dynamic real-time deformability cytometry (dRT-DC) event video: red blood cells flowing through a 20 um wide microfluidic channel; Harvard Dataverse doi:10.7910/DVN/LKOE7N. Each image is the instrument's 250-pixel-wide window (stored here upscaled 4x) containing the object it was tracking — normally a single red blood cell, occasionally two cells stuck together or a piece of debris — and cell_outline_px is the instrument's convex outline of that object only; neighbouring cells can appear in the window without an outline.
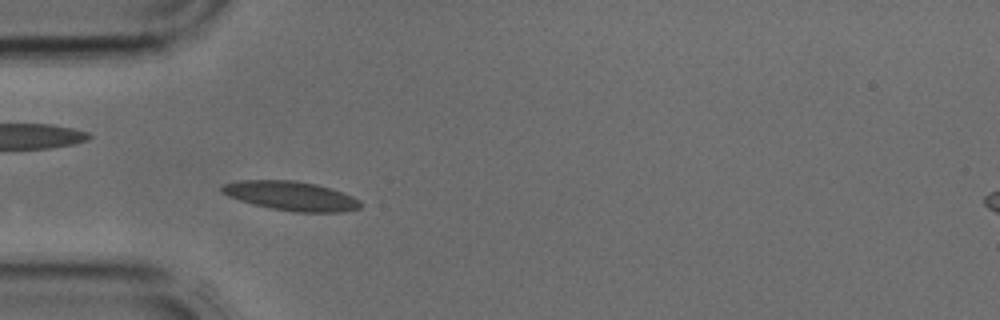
{"species": "common noctule bat (a hibernating species)", "species_latin": "Nyctalus noctula", "temperature_condition": "cold", "stored_images_in_passage": 3, "camera_frame_rate_fps": 3000, "um_per_image_px": 0.085, "animal": {"sex": "male", "body_mass_g": 17.9, "forearm_length_mm": 54.2}, "frame": {"image": 1, "passage_image": 2, "time_ms": 0.333, "image_size_px": [1000, 320], "cell_outline_px": [[364, 204], [360, 208], [344, 212], [296, 212], [272, 208], [240, 200], [228, 196], [220, 192], [220, 188], [224, 184], [236, 180], [296, 180], [316, 184], [352, 196], [360, 200]], "centroid_in_image_um": [24.74, 16.65], "position_along_channel_um": 60.3, "area_um2": 23.52}}